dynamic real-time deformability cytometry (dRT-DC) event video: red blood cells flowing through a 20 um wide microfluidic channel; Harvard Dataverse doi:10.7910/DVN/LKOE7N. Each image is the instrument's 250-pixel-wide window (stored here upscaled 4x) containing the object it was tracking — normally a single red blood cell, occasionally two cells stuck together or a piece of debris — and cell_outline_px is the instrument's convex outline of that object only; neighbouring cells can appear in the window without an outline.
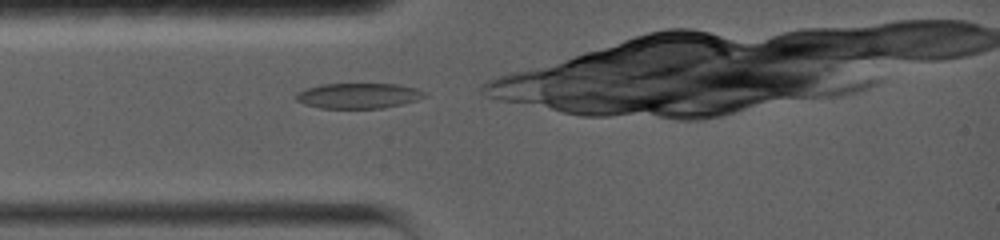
{"species": "common noctule bat (a hibernating species)", "species_latin": "Nyctalus noctula", "temperature_condition": "warm", "stored_images_in_passage": 48, "camera_frame_rate_fps": 5000, "um_per_image_px": 0.085, "animal": {"sex": "female", "body_mass_g": 19.0, "forearm_length_mm": 56.7}, "frame": {"image": 1, "passage_image": 2, "time_ms": 0.2, "image_size_px": [1000, 240], "cell_outline_px": [[428, 96], [416, 100], [384, 108], [320, 108], [304, 104], [296, 100], [296, 92], [320, 84], [396, 84], [416, 88], [424, 92]], "centroid_in_image_um": [30.45, 8.14], "position_along_channel_um": 54.5, "area_um2": 18.9}}
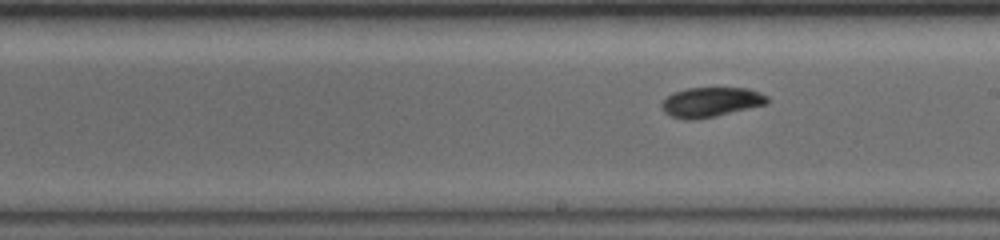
{"frame": {"image": 2, "passage_image": 25, "time_ms": 4.8, "image_size_px": [1000, 240], "cell_outline_px": [[768, 104], [712, 116], [688, 120], [672, 116], [664, 112], [660, 108], [660, 104], [672, 92], [684, 88], [748, 88], [760, 92], [768, 96]], "centroid_in_image_um": [60.41, 8.65], "position_along_channel_um": 228.6, "area_um2": 18.15}}
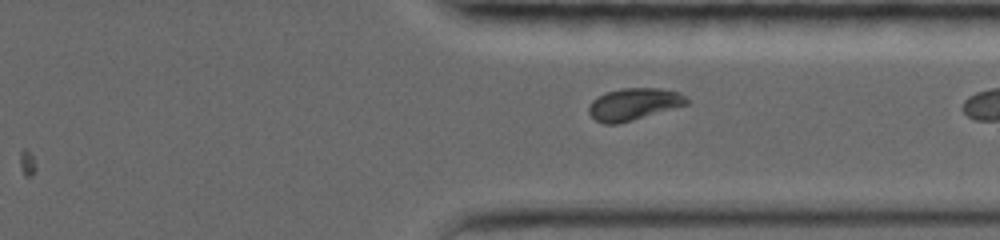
{"frame": {"image": 3, "passage_image": 42, "time_ms": 8.2, "image_size_px": [1000, 240], "cell_outline_px": [[688, 104], [628, 120], [612, 124], [608, 124], [596, 120], [592, 116], [588, 108], [592, 100], [604, 92], [620, 88], [660, 88], [680, 92], [688, 100]], "centroid_in_image_um": [53.85, 8.81], "position_along_channel_um": 357.5, "area_um2": 17.74}}